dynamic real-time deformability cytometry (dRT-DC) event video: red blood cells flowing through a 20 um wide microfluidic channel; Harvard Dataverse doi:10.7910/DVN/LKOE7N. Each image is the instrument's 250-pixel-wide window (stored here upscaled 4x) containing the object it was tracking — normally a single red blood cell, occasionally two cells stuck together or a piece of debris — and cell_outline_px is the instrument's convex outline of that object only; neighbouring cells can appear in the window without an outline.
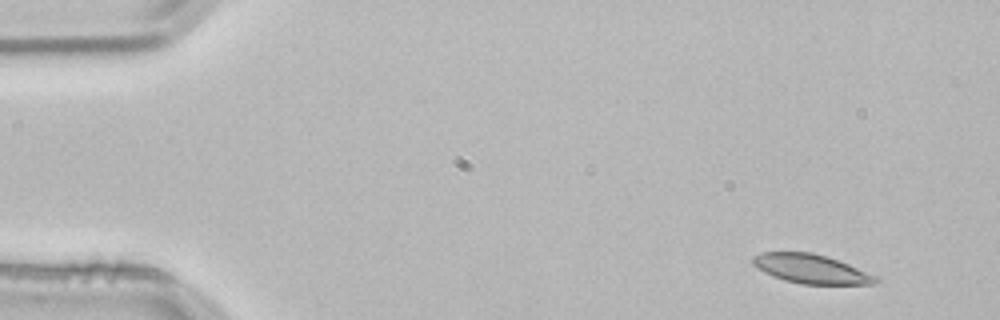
{"species": "common noctule bat (a hibernating species)", "species_latin": "Nyctalus noctula", "temperature_condition": "room temperature", "stored_images_in_passage": 3, "camera_frame_rate_fps": 3000, "um_per_image_px": 0.085, "animal": {"sex": "male", "body_mass_g": 21.5, "forearm_length_mm": 52.0}, "frame": {"image": 1, "passage_image": 1, "time_ms": 0.0, "image_size_px": [1000, 320], "cell_outline_px": [[880, 280], [872, 284], [804, 284], [784, 280], [772, 276], [756, 268], [752, 264], [752, 256], [760, 252], [812, 252], [848, 264], [880, 276]], "centroid_in_image_um": [68.93, 22.85], "position_along_channel_um": 16.1, "area_um2": 20.92}}
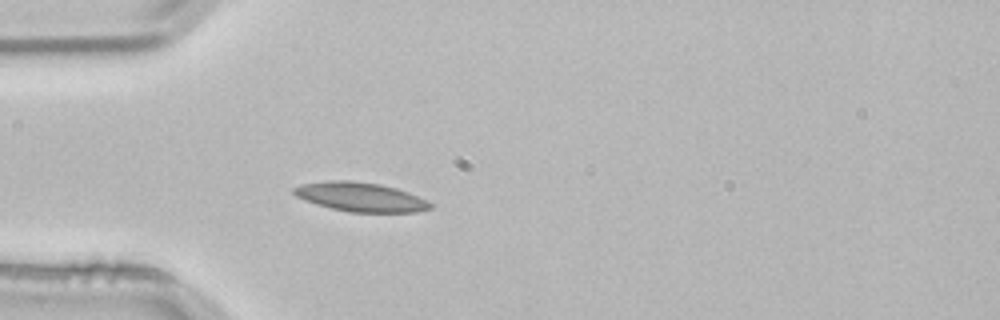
{"frame": {"image": 2, "passage_image": 3, "time_ms": 0.667, "image_size_px": [1000, 320], "cell_outline_px": [[432, 208], [416, 212], [352, 212], [332, 208], [316, 204], [304, 200], [296, 196], [292, 192], [292, 188], [300, 184], [328, 180], [352, 180], [380, 184], [396, 188], [408, 192], [432, 204]], "centroid_in_image_um": [30.59, 16.73], "position_along_channel_um": 54.4, "area_um2": 23.12}}